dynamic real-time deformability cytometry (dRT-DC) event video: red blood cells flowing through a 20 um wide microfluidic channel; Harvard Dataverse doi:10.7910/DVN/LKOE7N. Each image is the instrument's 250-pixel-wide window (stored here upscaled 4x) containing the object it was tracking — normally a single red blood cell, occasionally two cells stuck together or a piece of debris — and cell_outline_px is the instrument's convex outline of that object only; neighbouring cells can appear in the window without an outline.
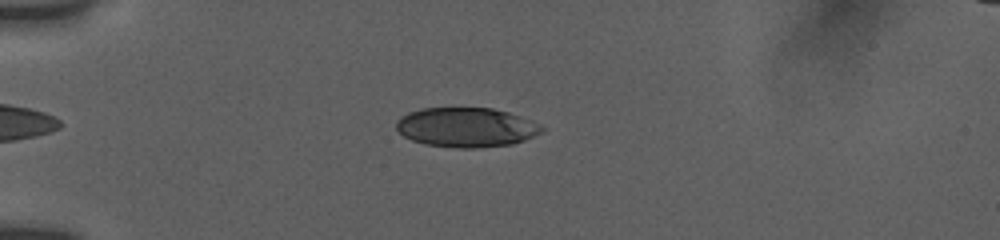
{"species": "human", "species_latin": "Homo sapiens", "temperature_condition": "room temperature", "stored_images_in_passage": 40, "camera_frame_rate_fps": 3000, "um_per_image_px": 0.085, "donor": {"sex": "female"}, "frame": {"image": 1, "passage_image": 6, "time_ms": 1.667, "image_size_px": [1000, 240], "cell_outline_px": [[548, 128], [544, 132], [524, 140], [512, 144], [476, 148], [460, 148], [424, 144], [412, 140], [404, 136], [396, 128], [396, 120], [400, 116], [408, 112], [420, 108], [492, 108], [508, 112], [532, 120]], "centroid_in_image_um": [39.66, 10.82], "position_along_channel_um": 45.3, "area_um2": 33.81}}
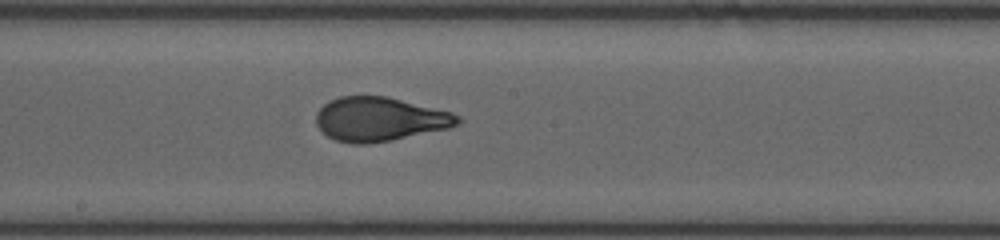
{"frame": {"image": 2, "passage_image": 22, "time_ms": 7.0, "image_size_px": [1000, 240], "cell_outline_px": [[464, 120], [460, 124], [448, 128], [392, 140], [368, 144], [352, 144], [336, 140], [328, 136], [316, 124], [316, 112], [328, 100], [340, 96], [388, 96], [452, 112], [460, 116]], "centroid_in_image_um": [32.29, 10.12], "position_along_channel_um": 215.9, "area_um2": 36.53}}
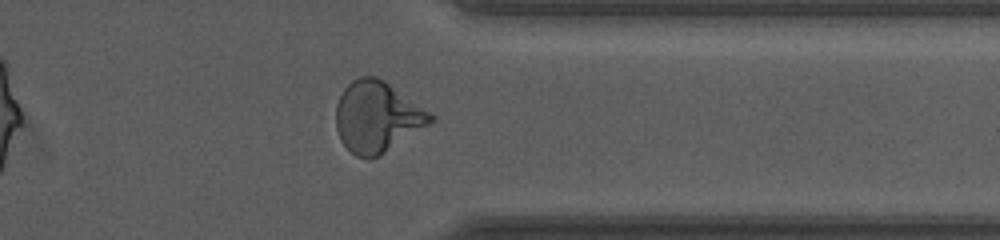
{"frame": {"image": 3, "passage_image": 35, "time_ms": 11.333, "image_size_px": [1000, 240], "cell_outline_px": [[436, 120], [380, 156], [356, 156], [340, 140], [336, 128], [336, 104], [344, 88], [352, 80], [360, 76], [376, 76], [384, 80], [432, 112], [436, 116]], "centroid_in_image_um": [32.08, 9.91], "position_along_channel_um": 379.3, "area_um2": 39.07}, "authors_computed_cell_mechanics": {"area_um2": 36.125, "velocity_mm_per_s": 3.8232, "shape_relaxation_time_tau1_ms": 4.8861, "shape_relaxation_time_tau2_ms": null, "deformation_change_tau1": 0.2029, "deformation_change_tau2": null}}